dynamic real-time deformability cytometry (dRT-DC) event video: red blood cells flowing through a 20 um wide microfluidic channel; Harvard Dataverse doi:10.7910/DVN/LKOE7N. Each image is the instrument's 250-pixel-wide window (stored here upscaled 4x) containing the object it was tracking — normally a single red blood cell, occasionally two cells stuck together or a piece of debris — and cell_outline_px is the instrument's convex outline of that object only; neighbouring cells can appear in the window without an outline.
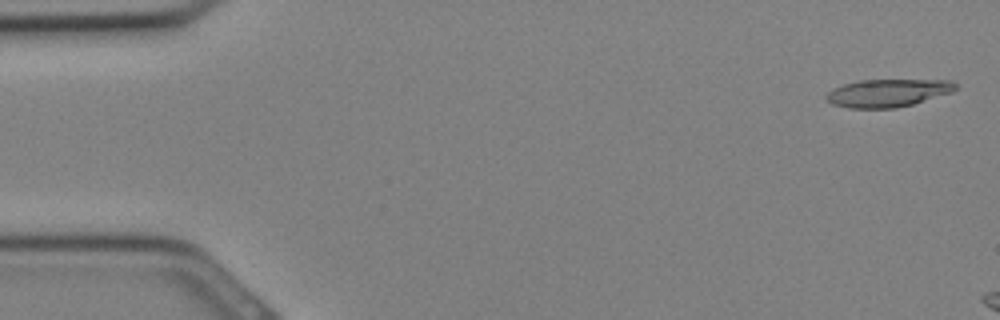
{"species": "Egyptian fruit bat (a non-hibernating species)", "species_latin": "Rousettus aegyptiacus", "temperature_condition": "cold", "stored_images_in_passage": 5, "camera_frame_rate_fps": 3000, "um_per_image_px": 0.085, "animal": {"sex": "female"}, "frame": {"image": 1, "passage_image": 1, "time_ms": 0.0, "image_size_px": [1000, 320], "cell_outline_px": [[956, 88], [952, 92], [912, 104], [896, 108], [848, 108], [832, 104], [824, 96], [832, 88], [844, 84], [860, 80], [952, 80], [956, 84]], "centroid_in_image_um": [75.44, 7.9], "position_along_channel_um": 9.6, "area_um2": 20.87}}